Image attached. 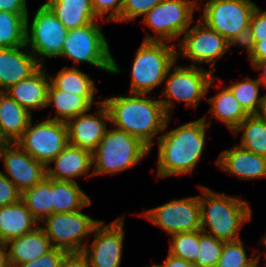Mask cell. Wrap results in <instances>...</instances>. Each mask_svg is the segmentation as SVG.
I'll list each match as a JSON object with an SVG mask.
<instances>
[{
    "mask_svg": "<svg viewBox=\"0 0 266 267\" xmlns=\"http://www.w3.org/2000/svg\"><path fill=\"white\" fill-rule=\"evenodd\" d=\"M169 235L201 230L200 196L173 200L141 213Z\"/></svg>",
    "mask_w": 266,
    "mask_h": 267,
    "instance_id": "4fadbf2b",
    "label": "cell"
},
{
    "mask_svg": "<svg viewBox=\"0 0 266 267\" xmlns=\"http://www.w3.org/2000/svg\"><path fill=\"white\" fill-rule=\"evenodd\" d=\"M50 83L58 90L79 96H94L95 83L88 74L76 67H63L57 75L49 76Z\"/></svg>",
    "mask_w": 266,
    "mask_h": 267,
    "instance_id": "f1b7e54d",
    "label": "cell"
},
{
    "mask_svg": "<svg viewBox=\"0 0 266 267\" xmlns=\"http://www.w3.org/2000/svg\"><path fill=\"white\" fill-rule=\"evenodd\" d=\"M44 4L68 30L99 20L91 0H48Z\"/></svg>",
    "mask_w": 266,
    "mask_h": 267,
    "instance_id": "d4e9b609",
    "label": "cell"
},
{
    "mask_svg": "<svg viewBox=\"0 0 266 267\" xmlns=\"http://www.w3.org/2000/svg\"><path fill=\"white\" fill-rule=\"evenodd\" d=\"M7 249L8 246L0 242V267H7L10 264Z\"/></svg>",
    "mask_w": 266,
    "mask_h": 267,
    "instance_id": "bcb514c9",
    "label": "cell"
},
{
    "mask_svg": "<svg viewBox=\"0 0 266 267\" xmlns=\"http://www.w3.org/2000/svg\"><path fill=\"white\" fill-rule=\"evenodd\" d=\"M224 241L199 230V250L194 264L197 267H216L223 250Z\"/></svg>",
    "mask_w": 266,
    "mask_h": 267,
    "instance_id": "d590c367",
    "label": "cell"
},
{
    "mask_svg": "<svg viewBox=\"0 0 266 267\" xmlns=\"http://www.w3.org/2000/svg\"><path fill=\"white\" fill-rule=\"evenodd\" d=\"M124 217L103 226L101 221L94 229V240L86 245L82 253L91 267H119L124 238ZM89 247V248H88Z\"/></svg>",
    "mask_w": 266,
    "mask_h": 267,
    "instance_id": "9a60e30c",
    "label": "cell"
},
{
    "mask_svg": "<svg viewBox=\"0 0 266 267\" xmlns=\"http://www.w3.org/2000/svg\"><path fill=\"white\" fill-rule=\"evenodd\" d=\"M164 267H197L194 263L187 262L168 253L165 259Z\"/></svg>",
    "mask_w": 266,
    "mask_h": 267,
    "instance_id": "f6af8a7d",
    "label": "cell"
},
{
    "mask_svg": "<svg viewBox=\"0 0 266 267\" xmlns=\"http://www.w3.org/2000/svg\"><path fill=\"white\" fill-rule=\"evenodd\" d=\"M166 43L142 41L132 65L129 93H151L165 80L168 69L178 59L175 46Z\"/></svg>",
    "mask_w": 266,
    "mask_h": 267,
    "instance_id": "8992f818",
    "label": "cell"
},
{
    "mask_svg": "<svg viewBox=\"0 0 266 267\" xmlns=\"http://www.w3.org/2000/svg\"><path fill=\"white\" fill-rule=\"evenodd\" d=\"M206 117L167 131L158 139V178L191 173L201 158L205 131L212 121Z\"/></svg>",
    "mask_w": 266,
    "mask_h": 267,
    "instance_id": "7a4b0ae2",
    "label": "cell"
},
{
    "mask_svg": "<svg viewBox=\"0 0 266 267\" xmlns=\"http://www.w3.org/2000/svg\"><path fill=\"white\" fill-rule=\"evenodd\" d=\"M49 86V74L41 66L30 77L11 86L5 93L32 113L31 109L46 108Z\"/></svg>",
    "mask_w": 266,
    "mask_h": 267,
    "instance_id": "44dd1931",
    "label": "cell"
},
{
    "mask_svg": "<svg viewBox=\"0 0 266 267\" xmlns=\"http://www.w3.org/2000/svg\"><path fill=\"white\" fill-rule=\"evenodd\" d=\"M43 230L51 241L53 248L68 253L82 252L86 244L85 237L94 232L101 222L80 211L69 213H53L43 220Z\"/></svg>",
    "mask_w": 266,
    "mask_h": 267,
    "instance_id": "30bf717a",
    "label": "cell"
},
{
    "mask_svg": "<svg viewBox=\"0 0 266 267\" xmlns=\"http://www.w3.org/2000/svg\"><path fill=\"white\" fill-rule=\"evenodd\" d=\"M175 63L177 62L175 61L171 65L166 74L168 79L165 90L162 92V97L165 99H160L169 117L173 108L172 100L184 101L186 106L197 107L209 87L217 80V77H214L210 70H203L191 64L188 67L178 65L171 72L170 70Z\"/></svg>",
    "mask_w": 266,
    "mask_h": 267,
    "instance_id": "ba28073f",
    "label": "cell"
},
{
    "mask_svg": "<svg viewBox=\"0 0 266 267\" xmlns=\"http://www.w3.org/2000/svg\"><path fill=\"white\" fill-rule=\"evenodd\" d=\"M9 247V262L13 267L32 262L53 249L42 226L11 239L5 243Z\"/></svg>",
    "mask_w": 266,
    "mask_h": 267,
    "instance_id": "7402d4cb",
    "label": "cell"
},
{
    "mask_svg": "<svg viewBox=\"0 0 266 267\" xmlns=\"http://www.w3.org/2000/svg\"><path fill=\"white\" fill-rule=\"evenodd\" d=\"M261 83L258 79H249L236 82L227 86L233 96L239 101L242 108L249 115H259L262 107L263 96L259 97V87Z\"/></svg>",
    "mask_w": 266,
    "mask_h": 267,
    "instance_id": "d6a6232c",
    "label": "cell"
},
{
    "mask_svg": "<svg viewBox=\"0 0 266 267\" xmlns=\"http://www.w3.org/2000/svg\"><path fill=\"white\" fill-rule=\"evenodd\" d=\"M147 267V266H145ZM151 267H164L163 265H156V264H153Z\"/></svg>",
    "mask_w": 266,
    "mask_h": 267,
    "instance_id": "816d5d0a",
    "label": "cell"
},
{
    "mask_svg": "<svg viewBox=\"0 0 266 267\" xmlns=\"http://www.w3.org/2000/svg\"><path fill=\"white\" fill-rule=\"evenodd\" d=\"M146 94L130 93L128 97L114 96L102 100L106 105L110 122L116 128L137 137L150 149L153 138L165 130L171 117L167 115L160 99H150Z\"/></svg>",
    "mask_w": 266,
    "mask_h": 267,
    "instance_id": "6da1fadb",
    "label": "cell"
},
{
    "mask_svg": "<svg viewBox=\"0 0 266 267\" xmlns=\"http://www.w3.org/2000/svg\"><path fill=\"white\" fill-rule=\"evenodd\" d=\"M26 1L27 0H0V11L15 14H29Z\"/></svg>",
    "mask_w": 266,
    "mask_h": 267,
    "instance_id": "ee69618b",
    "label": "cell"
},
{
    "mask_svg": "<svg viewBox=\"0 0 266 267\" xmlns=\"http://www.w3.org/2000/svg\"><path fill=\"white\" fill-rule=\"evenodd\" d=\"M261 240H262V244L265 245V247H266V234H265V236H263V238Z\"/></svg>",
    "mask_w": 266,
    "mask_h": 267,
    "instance_id": "f907efd6",
    "label": "cell"
},
{
    "mask_svg": "<svg viewBox=\"0 0 266 267\" xmlns=\"http://www.w3.org/2000/svg\"><path fill=\"white\" fill-rule=\"evenodd\" d=\"M16 143L32 158L49 166L50 161L69 144L66 123L46 119L33 126L31 119Z\"/></svg>",
    "mask_w": 266,
    "mask_h": 267,
    "instance_id": "8fae6325",
    "label": "cell"
},
{
    "mask_svg": "<svg viewBox=\"0 0 266 267\" xmlns=\"http://www.w3.org/2000/svg\"><path fill=\"white\" fill-rule=\"evenodd\" d=\"M54 168L46 166V177L58 181L76 182L75 177L89 173L92 169V153L68 144L50 163Z\"/></svg>",
    "mask_w": 266,
    "mask_h": 267,
    "instance_id": "d6986e66",
    "label": "cell"
},
{
    "mask_svg": "<svg viewBox=\"0 0 266 267\" xmlns=\"http://www.w3.org/2000/svg\"><path fill=\"white\" fill-rule=\"evenodd\" d=\"M207 101L211 105L209 112H213L212 116L222 121L232 132L249 116L227 87Z\"/></svg>",
    "mask_w": 266,
    "mask_h": 267,
    "instance_id": "83f0119b",
    "label": "cell"
},
{
    "mask_svg": "<svg viewBox=\"0 0 266 267\" xmlns=\"http://www.w3.org/2000/svg\"><path fill=\"white\" fill-rule=\"evenodd\" d=\"M61 267H91V265L82 252H70L65 255Z\"/></svg>",
    "mask_w": 266,
    "mask_h": 267,
    "instance_id": "7bdbcfd3",
    "label": "cell"
},
{
    "mask_svg": "<svg viewBox=\"0 0 266 267\" xmlns=\"http://www.w3.org/2000/svg\"><path fill=\"white\" fill-rule=\"evenodd\" d=\"M263 102H262V107L259 115L266 120V95L263 96Z\"/></svg>",
    "mask_w": 266,
    "mask_h": 267,
    "instance_id": "c3c4849f",
    "label": "cell"
},
{
    "mask_svg": "<svg viewBox=\"0 0 266 267\" xmlns=\"http://www.w3.org/2000/svg\"><path fill=\"white\" fill-rule=\"evenodd\" d=\"M28 27V21H26V46H30L31 53L41 66L44 65L40 62L41 59L44 61L45 57L61 55L63 41L69 30L45 4L37 9L30 29Z\"/></svg>",
    "mask_w": 266,
    "mask_h": 267,
    "instance_id": "7c38bea8",
    "label": "cell"
},
{
    "mask_svg": "<svg viewBox=\"0 0 266 267\" xmlns=\"http://www.w3.org/2000/svg\"><path fill=\"white\" fill-rule=\"evenodd\" d=\"M231 44L216 31L212 30L203 21L193 27H189L182 37L179 47L180 52L196 66L197 63H208L213 73L215 62L231 48ZM196 63V64H195Z\"/></svg>",
    "mask_w": 266,
    "mask_h": 267,
    "instance_id": "5bb4252c",
    "label": "cell"
},
{
    "mask_svg": "<svg viewBox=\"0 0 266 267\" xmlns=\"http://www.w3.org/2000/svg\"><path fill=\"white\" fill-rule=\"evenodd\" d=\"M52 204L53 213H69L89 206L91 200L77 182L52 179Z\"/></svg>",
    "mask_w": 266,
    "mask_h": 267,
    "instance_id": "4316f807",
    "label": "cell"
},
{
    "mask_svg": "<svg viewBox=\"0 0 266 267\" xmlns=\"http://www.w3.org/2000/svg\"><path fill=\"white\" fill-rule=\"evenodd\" d=\"M260 254L247 258L245 248L240 239L224 242L221 257L216 267H258Z\"/></svg>",
    "mask_w": 266,
    "mask_h": 267,
    "instance_id": "836d02e7",
    "label": "cell"
},
{
    "mask_svg": "<svg viewBox=\"0 0 266 267\" xmlns=\"http://www.w3.org/2000/svg\"><path fill=\"white\" fill-rule=\"evenodd\" d=\"M94 96H79L56 89L51 83L48 89L47 106L52 103L56 108V116L48 119L67 122L79 114L88 112L93 104Z\"/></svg>",
    "mask_w": 266,
    "mask_h": 267,
    "instance_id": "484cf974",
    "label": "cell"
},
{
    "mask_svg": "<svg viewBox=\"0 0 266 267\" xmlns=\"http://www.w3.org/2000/svg\"><path fill=\"white\" fill-rule=\"evenodd\" d=\"M163 0H123L121 15L117 22L131 21L149 12Z\"/></svg>",
    "mask_w": 266,
    "mask_h": 267,
    "instance_id": "8d00e7d4",
    "label": "cell"
},
{
    "mask_svg": "<svg viewBox=\"0 0 266 267\" xmlns=\"http://www.w3.org/2000/svg\"><path fill=\"white\" fill-rule=\"evenodd\" d=\"M32 113L3 92L0 96V135L15 143L27 129Z\"/></svg>",
    "mask_w": 266,
    "mask_h": 267,
    "instance_id": "cb8c5ba5",
    "label": "cell"
},
{
    "mask_svg": "<svg viewBox=\"0 0 266 267\" xmlns=\"http://www.w3.org/2000/svg\"><path fill=\"white\" fill-rule=\"evenodd\" d=\"M196 0H163L144 16V23L154 32L143 41L171 42L178 39L190 27Z\"/></svg>",
    "mask_w": 266,
    "mask_h": 267,
    "instance_id": "9c48e42d",
    "label": "cell"
},
{
    "mask_svg": "<svg viewBox=\"0 0 266 267\" xmlns=\"http://www.w3.org/2000/svg\"><path fill=\"white\" fill-rule=\"evenodd\" d=\"M256 7L251 0H209L200 19L232 46L243 47Z\"/></svg>",
    "mask_w": 266,
    "mask_h": 267,
    "instance_id": "5b68a950",
    "label": "cell"
},
{
    "mask_svg": "<svg viewBox=\"0 0 266 267\" xmlns=\"http://www.w3.org/2000/svg\"><path fill=\"white\" fill-rule=\"evenodd\" d=\"M28 14L0 11V47L26 45V21Z\"/></svg>",
    "mask_w": 266,
    "mask_h": 267,
    "instance_id": "1f68e13d",
    "label": "cell"
},
{
    "mask_svg": "<svg viewBox=\"0 0 266 267\" xmlns=\"http://www.w3.org/2000/svg\"><path fill=\"white\" fill-rule=\"evenodd\" d=\"M94 13L97 18H102L107 14L105 21H117L121 15L123 0H91Z\"/></svg>",
    "mask_w": 266,
    "mask_h": 267,
    "instance_id": "74e56055",
    "label": "cell"
},
{
    "mask_svg": "<svg viewBox=\"0 0 266 267\" xmlns=\"http://www.w3.org/2000/svg\"><path fill=\"white\" fill-rule=\"evenodd\" d=\"M201 191V230L224 242L240 239L241 226L251 219L248 202L204 186Z\"/></svg>",
    "mask_w": 266,
    "mask_h": 267,
    "instance_id": "3957f363",
    "label": "cell"
},
{
    "mask_svg": "<svg viewBox=\"0 0 266 267\" xmlns=\"http://www.w3.org/2000/svg\"><path fill=\"white\" fill-rule=\"evenodd\" d=\"M21 200L38 220L53 214L52 179L45 177L40 183L21 193Z\"/></svg>",
    "mask_w": 266,
    "mask_h": 267,
    "instance_id": "4dcf8cb0",
    "label": "cell"
},
{
    "mask_svg": "<svg viewBox=\"0 0 266 267\" xmlns=\"http://www.w3.org/2000/svg\"><path fill=\"white\" fill-rule=\"evenodd\" d=\"M21 47H0V90L5 92L21 80L30 77L41 65L31 51Z\"/></svg>",
    "mask_w": 266,
    "mask_h": 267,
    "instance_id": "ac0fdd59",
    "label": "cell"
},
{
    "mask_svg": "<svg viewBox=\"0 0 266 267\" xmlns=\"http://www.w3.org/2000/svg\"><path fill=\"white\" fill-rule=\"evenodd\" d=\"M67 253L68 252L62 249L53 248L51 251L39 257L38 259L17 267H61L64 257Z\"/></svg>",
    "mask_w": 266,
    "mask_h": 267,
    "instance_id": "ab89813d",
    "label": "cell"
},
{
    "mask_svg": "<svg viewBox=\"0 0 266 267\" xmlns=\"http://www.w3.org/2000/svg\"><path fill=\"white\" fill-rule=\"evenodd\" d=\"M20 199L19 189L0 171V207L16 203Z\"/></svg>",
    "mask_w": 266,
    "mask_h": 267,
    "instance_id": "60d3db41",
    "label": "cell"
},
{
    "mask_svg": "<svg viewBox=\"0 0 266 267\" xmlns=\"http://www.w3.org/2000/svg\"><path fill=\"white\" fill-rule=\"evenodd\" d=\"M150 150L140 139L123 130L107 129L92 153L94 168L90 176L120 173L135 166Z\"/></svg>",
    "mask_w": 266,
    "mask_h": 267,
    "instance_id": "277c9868",
    "label": "cell"
},
{
    "mask_svg": "<svg viewBox=\"0 0 266 267\" xmlns=\"http://www.w3.org/2000/svg\"><path fill=\"white\" fill-rule=\"evenodd\" d=\"M243 47L247 49L252 65L266 60V39L262 41H245Z\"/></svg>",
    "mask_w": 266,
    "mask_h": 267,
    "instance_id": "b9f144b4",
    "label": "cell"
},
{
    "mask_svg": "<svg viewBox=\"0 0 266 267\" xmlns=\"http://www.w3.org/2000/svg\"><path fill=\"white\" fill-rule=\"evenodd\" d=\"M2 158L5 170L9 175L6 177L21 193L40 183L46 177V166L32 158L16 142L7 143L4 146L0 159Z\"/></svg>",
    "mask_w": 266,
    "mask_h": 267,
    "instance_id": "2e32d148",
    "label": "cell"
},
{
    "mask_svg": "<svg viewBox=\"0 0 266 267\" xmlns=\"http://www.w3.org/2000/svg\"><path fill=\"white\" fill-rule=\"evenodd\" d=\"M60 56L73 60V64L87 62L104 71L120 73L97 20L88 25L70 29L63 41Z\"/></svg>",
    "mask_w": 266,
    "mask_h": 267,
    "instance_id": "52a82bcc",
    "label": "cell"
},
{
    "mask_svg": "<svg viewBox=\"0 0 266 267\" xmlns=\"http://www.w3.org/2000/svg\"><path fill=\"white\" fill-rule=\"evenodd\" d=\"M216 162L221 169L242 179L252 180L266 176V157L241 146L223 151Z\"/></svg>",
    "mask_w": 266,
    "mask_h": 267,
    "instance_id": "ffe728a7",
    "label": "cell"
},
{
    "mask_svg": "<svg viewBox=\"0 0 266 267\" xmlns=\"http://www.w3.org/2000/svg\"><path fill=\"white\" fill-rule=\"evenodd\" d=\"M240 131L243 134L239 146L266 157V120L260 115H249L233 130V134Z\"/></svg>",
    "mask_w": 266,
    "mask_h": 267,
    "instance_id": "f546056e",
    "label": "cell"
},
{
    "mask_svg": "<svg viewBox=\"0 0 266 267\" xmlns=\"http://www.w3.org/2000/svg\"><path fill=\"white\" fill-rule=\"evenodd\" d=\"M169 254L194 263L199 250V230L171 235Z\"/></svg>",
    "mask_w": 266,
    "mask_h": 267,
    "instance_id": "e575fe53",
    "label": "cell"
},
{
    "mask_svg": "<svg viewBox=\"0 0 266 267\" xmlns=\"http://www.w3.org/2000/svg\"><path fill=\"white\" fill-rule=\"evenodd\" d=\"M266 39V10L261 12L258 7L255 8L246 41H262Z\"/></svg>",
    "mask_w": 266,
    "mask_h": 267,
    "instance_id": "f35d334b",
    "label": "cell"
},
{
    "mask_svg": "<svg viewBox=\"0 0 266 267\" xmlns=\"http://www.w3.org/2000/svg\"><path fill=\"white\" fill-rule=\"evenodd\" d=\"M253 67H254V69H257V70H259V69L263 70V73H262L261 77L258 78V80L261 84H263L266 87V60L255 63L253 65Z\"/></svg>",
    "mask_w": 266,
    "mask_h": 267,
    "instance_id": "7dc6e473",
    "label": "cell"
},
{
    "mask_svg": "<svg viewBox=\"0 0 266 267\" xmlns=\"http://www.w3.org/2000/svg\"><path fill=\"white\" fill-rule=\"evenodd\" d=\"M8 142L0 135V157H1V153H2V149L4 148V146L7 144Z\"/></svg>",
    "mask_w": 266,
    "mask_h": 267,
    "instance_id": "681fc988",
    "label": "cell"
},
{
    "mask_svg": "<svg viewBox=\"0 0 266 267\" xmlns=\"http://www.w3.org/2000/svg\"><path fill=\"white\" fill-rule=\"evenodd\" d=\"M38 220L20 199L16 203L0 207V242L22 236L36 229Z\"/></svg>",
    "mask_w": 266,
    "mask_h": 267,
    "instance_id": "603a6c76",
    "label": "cell"
},
{
    "mask_svg": "<svg viewBox=\"0 0 266 267\" xmlns=\"http://www.w3.org/2000/svg\"><path fill=\"white\" fill-rule=\"evenodd\" d=\"M95 115L87 112L66 122L69 144L93 153L107 131L110 116L106 105L100 101Z\"/></svg>",
    "mask_w": 266,
    "mask_h": 267,
    "instance_id": "e0dca14e",
    "label": "cell"
}]
</instances>
